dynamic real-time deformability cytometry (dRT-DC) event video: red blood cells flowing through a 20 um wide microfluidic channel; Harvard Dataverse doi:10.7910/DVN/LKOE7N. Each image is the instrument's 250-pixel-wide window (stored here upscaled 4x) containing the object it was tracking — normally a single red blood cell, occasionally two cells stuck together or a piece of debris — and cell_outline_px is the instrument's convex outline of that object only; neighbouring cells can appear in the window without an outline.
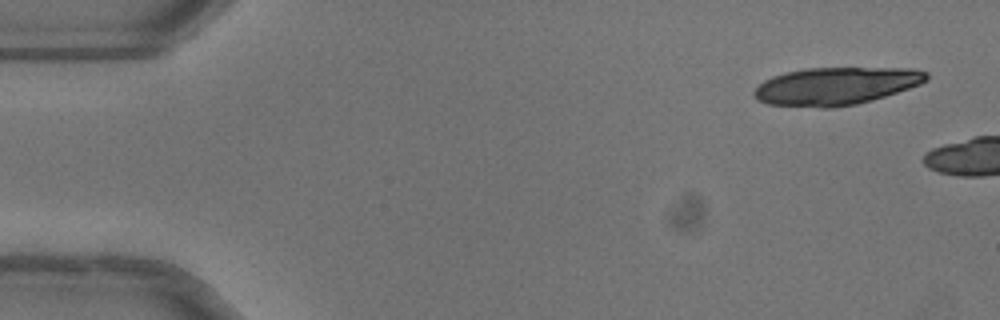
{"species": "common noctule bat (a hibernating species)", "species_latin": "Nyctalus noctula", "temperature_condition": "warm", "stored_images_in_passage": 10, "camera_frame_rate_fps": 3000, "um_per_image_px": 0.085, "animal": {"sex": "female"}, "frame": {"image": 1, "passage_image": 1, "time_ms": 0.0, "image_size_px": [1000, 320], "cell_outline_px": [[928, 80], [920, 84], [872, 100], [856, 104], [832, 108], [820, 108], [768, 104], [756, 100], [752, 92], [764, 80], [772, 76], [804, 68], [908, 68], [928, 72]], "centroid_in_image_um": [71.02, 7.32], "position_along_channel_um": 14.0, "area_um2": 37.8}}